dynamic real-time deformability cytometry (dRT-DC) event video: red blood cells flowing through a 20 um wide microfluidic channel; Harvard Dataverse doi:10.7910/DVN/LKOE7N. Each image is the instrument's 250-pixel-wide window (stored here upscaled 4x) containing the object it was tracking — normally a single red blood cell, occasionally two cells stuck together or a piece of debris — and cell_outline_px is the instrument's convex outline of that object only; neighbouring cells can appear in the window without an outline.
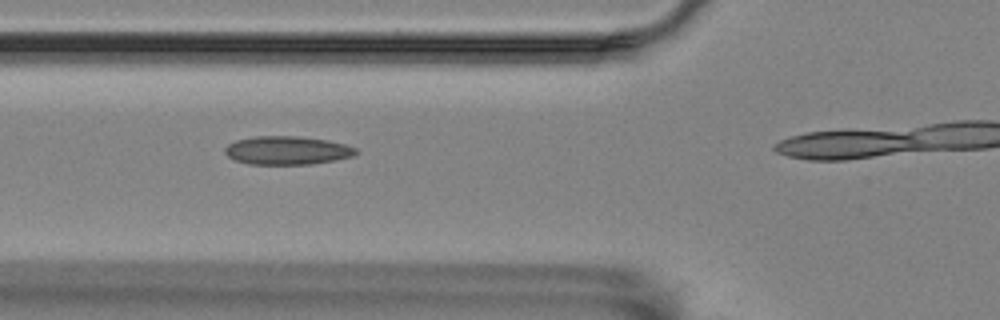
{"species": "Egyptian fruit bat (a non-hibernating species)", "species_latin": "Rousettus aegyptiacus", "temperature_condition": "room temperature", "stored_images_in_passage": 4, "camera_frame_rate_fps": 3000, "um_per_image_px": 0.085, "animal": {"sex": "female"}, "frame": {"image": 1, "passage_image": 3, "time_ms": 0.667, "image_size_px": [1000, 320], "cell_outline_px": [[360, 152], [356, 156], [336, 160], [312, 164], [248, 164], [236, 160], [228, 156], [224, 152], [224, 148], [228, 144], [236, 140], [256, 136], [296, 136], [328, 140], [344, 144], [356, 148]], "centroid_in_image_um": [24.45, 12.79], "position_along_channel_um": 101.4, "area_um2": 21.85}}